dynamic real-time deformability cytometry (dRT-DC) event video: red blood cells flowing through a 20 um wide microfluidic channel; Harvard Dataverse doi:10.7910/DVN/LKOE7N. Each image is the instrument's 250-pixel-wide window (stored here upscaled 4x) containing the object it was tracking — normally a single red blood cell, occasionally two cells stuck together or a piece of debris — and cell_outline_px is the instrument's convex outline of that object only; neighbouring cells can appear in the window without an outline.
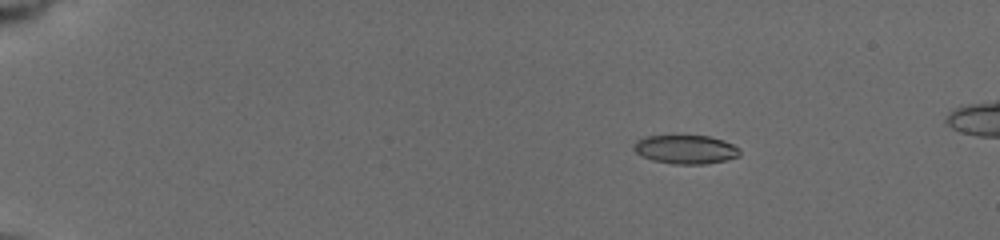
{"species": "common noctule bat (a hibernating species)", "species_latin": "Nyctalus noctula", "temperature_condition": "cold", "stored_images_in_passage": 7, "camera_frame_rate_fps": 3000, "um_per_image_px": 0.085, "animal": {"sex": "female", "body_mass_g": 19.5, "forearm_length_mm": 54.1}, "frame": {"image": 1, "passage_image": 2, "time_ms": 1.667, "image_size_px": [1000, 240], "cell_outline_px": [[740, 156], [724, 160], [704, 164], [672, 164], [652, 160], [636, 152], [632, 148], [636, 140], [644, 136], [708, 136], [724, 140], [740, 148]], "centroid_in_image_um": [58.28, 12.7], "position_along_channel_um": 26.7, "area_um2": 17.74}}
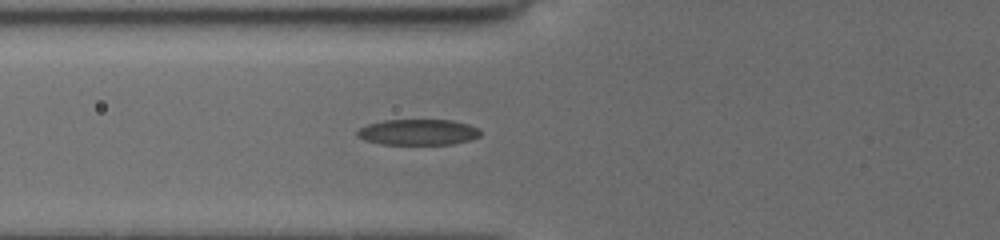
{"frame": {"image": 2, "passage_image": 7, "time_ms": 6.0, "image_size_px": [1000, 240], "cell_outline_px": [[480, 136], [468, 140], [452, 144], [380, 144], [364, 140], [356, 136], [356, 132], [360, 128], [368, 124], [384, 120], [452, 120], [468, 124], [480, 128]], "centroid_in_image_um": [35.52, 11.23], "position_along_channel_um": 90.3, "area_um2": 18.55}}